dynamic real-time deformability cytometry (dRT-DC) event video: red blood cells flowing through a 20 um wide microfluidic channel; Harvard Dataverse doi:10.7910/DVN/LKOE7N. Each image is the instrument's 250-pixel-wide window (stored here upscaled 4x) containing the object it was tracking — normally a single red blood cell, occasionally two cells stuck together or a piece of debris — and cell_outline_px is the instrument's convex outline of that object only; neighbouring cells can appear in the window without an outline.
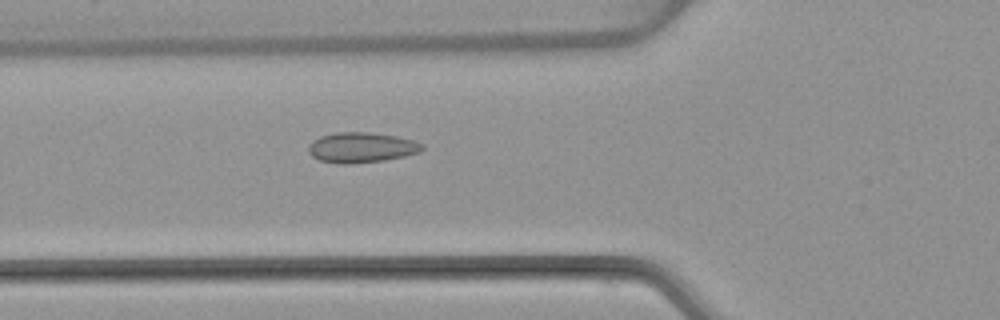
{"species": "common noctule bat (a hibernating species)", "species_latin": "Nyctalus noctula", "temperature_condition": "warm", "stored_images_in_passage": 52, "camera_frame_rate_fps": 3000, "um_per_image_px": 0.085, "animal": {"sex": "female", "body_mass_g": 22.7, "forearm_length_mm": 54.2}, "frame": {"image": 1, "passage_image": 19, "time_ms": 6.0, "image_size_px": [1000, 320], "cell_outline_px": [[424, 148], [420, 152], [404, 156], [384, 160], [352, 164], [336, 164], [320, 160], [312, 156], [308, 152], [308, 144], [312, 140], [320, 136], [336, 132], [368, 132], [396, 136], [412, 140], [424, 144]], "centroid_in_image_um": [30.69, 12.54], "position_along_channel_um": 95.1, "area_um2": 20.23}}
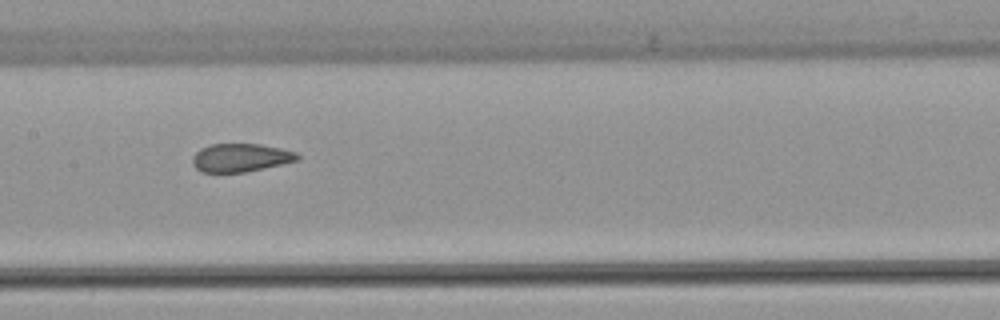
{"frame": {"image": 2, "passage_image": 26, "time_ms": 8.333, "image_size_px": [1000, 320], "cell_outline_px": [[300, 156], [296, 160], [264, 168], [244, 172], [200, 172], [192, 164], [192, 156], [200, 148], [212, 144], [260, 144], [280, 148], [296, 152]], "centroid_in_image_um": [20.4, 13.4], "position_along_channel_um": 187.0, "area_um2": 17.17}}
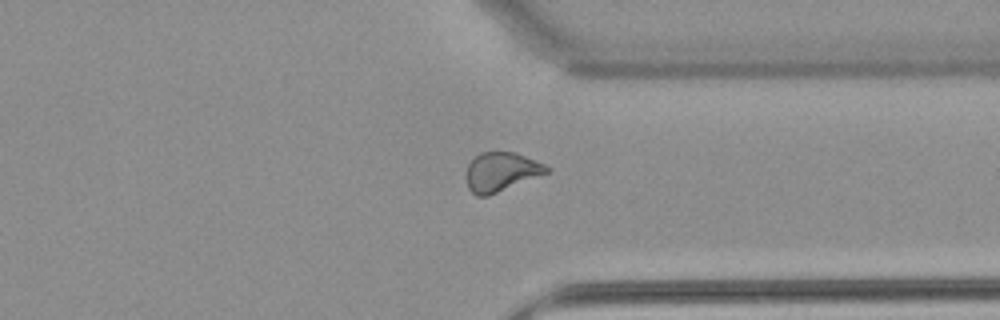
{"frame": {"image": 3, "passage_image": 40, "time_ms": 13.0, "image_size_px": [1000, 320], "cell_outline_px": [[552, 168], [548, 172], [488, 196], [476, 196], [468, 188], [468, 164], [480, 152], [516, 152], [544, 164]], "centroid_in_image_um": [42.61, 14.6], "position_along_channel_um": 368.8, "area_um2": 17.98}, "authors_computed_cell_mechanics": {"area_um2": 19.3052, "velocity_mm_per_s": 3.918, "shape_relaxation_time_tau1_ms": null, "shape_relaxation_time_tau2_ms": 1.2726, "deformation_change_tau1": null, "deformation_change_tau2": 0.048}}